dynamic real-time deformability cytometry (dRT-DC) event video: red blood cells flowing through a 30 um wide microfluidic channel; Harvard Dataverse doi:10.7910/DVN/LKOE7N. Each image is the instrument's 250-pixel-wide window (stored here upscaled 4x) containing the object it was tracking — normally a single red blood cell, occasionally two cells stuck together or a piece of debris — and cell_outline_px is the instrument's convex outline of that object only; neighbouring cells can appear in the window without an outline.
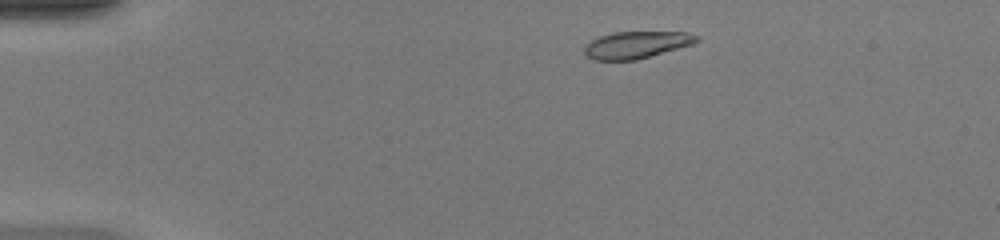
{"species": "common noctule bat (a hibernating species)", "species_latin": "Nyctalus noctula", "temperature_condition": "warm", "stored_images_in_passage": 43, "camera_frame_rate_fps": 3000, "um_per_image_px": 0.085, "animal": {"sex": "female", "body_mass_g": 20.0, "forearm_length_mm": 54.0}, "frame": {"image": 1, "passage_image": 3, "time_ms": 0.667, "image_size_px": [1000, 240], "cell_outline_px": [[700, 40], [692, 44], [636, 60], [596, 60], [588, 56], [584, 52], [584, 48], [592, 40], [600, 36], [612, 32], [688, 32], [700, 36]], "centroid_in_image_um": [54.13, 3.8], "position_along_channel_um": 30.9, "area_um2": 17.51}}
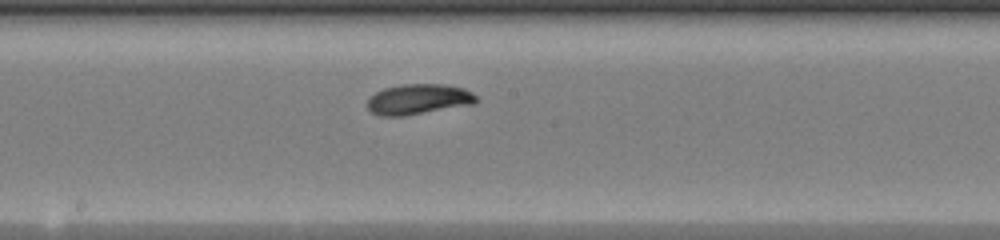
{"frame": {"image": 2, "passage_image": 21, "time_ms": 6.667, "image_size_px": [1000, 240], "cell_outline_px": [[480, 100], [472, 104], [404, 116], [376, 116], [368, 108], [368, 100], [376, 92], [384, 88], [400, 84], [444, 84], [464, 88], [472, 92]], "centroid_in_image_um": [35.57, 8.43], "position_along_channel_um": 212.6, "area_um2": 19.31}}
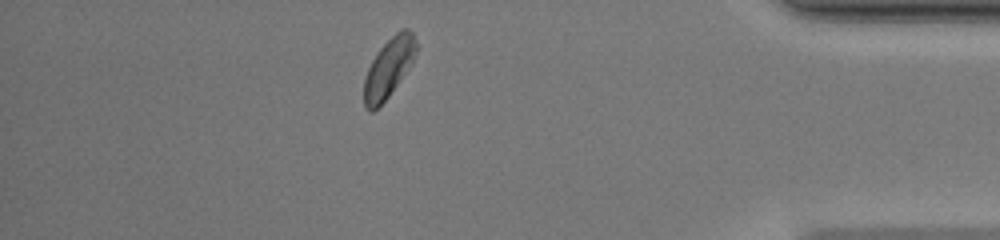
{"frame": {"image": 3, "passage_image": 37, "time_ms": 12.0, "image_size_px": [1000, 240], "cell_outline_px": [[416, 52], [412, 64], [388, 96], [372, 112], [368, 112], [364, 108], [364, 80], [368, 68], [372, 60], [380, 48], [400, 28], [408, 28], [412, 32], [416, 44]], "centroid_in_image_um": [33.03, 5.76], "position_along_channel_um": 402.2, "area_um2": 17.8}, "authors_computed_cell_mechanics": {"area_um2": 18.496, "velocity_mm_per_s": 4.2044, "shape_relaxation_time_tau1_ms": 2.3599, "shape_relaxation_time_tau2_ms": null, "deformation_change_tau1": 0.1391, "deformation_change_tau2": null}}